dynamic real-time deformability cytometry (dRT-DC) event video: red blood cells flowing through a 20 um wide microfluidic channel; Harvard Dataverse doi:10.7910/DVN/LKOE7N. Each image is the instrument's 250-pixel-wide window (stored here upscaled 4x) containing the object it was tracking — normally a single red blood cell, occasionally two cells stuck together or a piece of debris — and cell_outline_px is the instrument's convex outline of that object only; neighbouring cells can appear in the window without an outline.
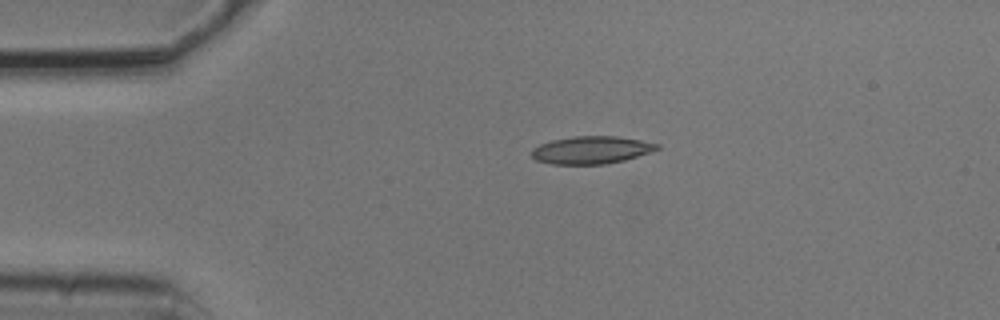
{"species": "common noctule bat (a hibernating species)", "species_latin": "Nyctalus noctula", "temperature_condition": "cold", "stored_images_in_passage": 2, "camera_frame_rate_fps": 3000, "um_per_image_px": 0.085, "animal": {"sex": "male", "body_mass_g": 20.5, "forearm_length_mm": 52.5}, "frame": {"image": 1, "passage_image": 1, "time_ms": 0.0, "image_size_px": [1000, 320], "cell_outline_px": [[660, 148], [624, 160], [604, 164], [552, 164], [536, 160], [532, 156], [532, 148], [540, 144], [552, 140], [576, 136], [616, 136], [640, 140], [660, 144]], "centroid_in_image_um": [50.24, 12.74], "position_along_channel_um": 34.8, "area_um2": 19.94}}